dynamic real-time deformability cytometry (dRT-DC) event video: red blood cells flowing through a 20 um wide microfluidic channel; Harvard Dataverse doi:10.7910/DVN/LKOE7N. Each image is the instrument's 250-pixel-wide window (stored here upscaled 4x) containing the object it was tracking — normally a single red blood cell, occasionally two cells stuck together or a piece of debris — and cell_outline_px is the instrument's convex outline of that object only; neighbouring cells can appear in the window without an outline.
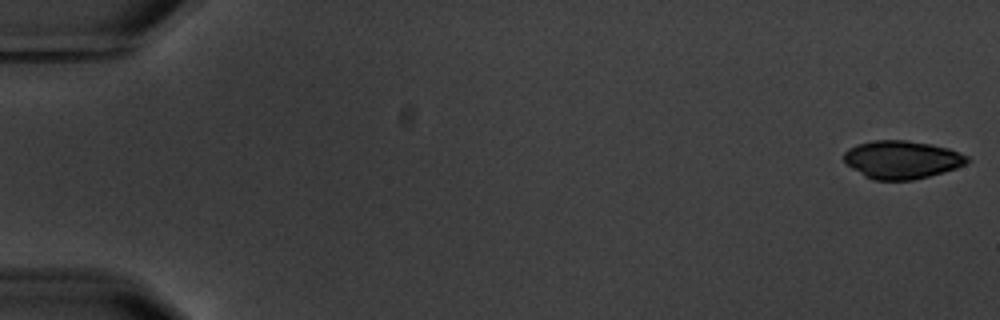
{"species": "common noctule bat (a hibernating species)", "species_latin": "Nyctalus noctula", "temperature_condition": "warm", "stored_images_in_passage": 10, "camera_frame_rate_fps": 3000, "um_per_image_px": 0.085, "animal": {"sex": "male", "body_mass_g": 20.1, "forearm_length_mm": 53.5}, "frame": {"image": 1, "passage_image": 1, "time_ms": 0.0, "image_size_px": [1000, 320], "cell_outline_px": [[972, 160], [956, 168], [944, 172], [912, 180], [872, 180], [864, 176], [852, 168], [844, 160], [844, 152], [848, 148], [856, 144], [872, 140], [908, 140], [932, 144], [948, 148], [960, 152], [968, 156]], "centroid_in_image_um": [76.66, 13.56], "position_along_channel_um": 8.3, "area_um2": 27.51}}